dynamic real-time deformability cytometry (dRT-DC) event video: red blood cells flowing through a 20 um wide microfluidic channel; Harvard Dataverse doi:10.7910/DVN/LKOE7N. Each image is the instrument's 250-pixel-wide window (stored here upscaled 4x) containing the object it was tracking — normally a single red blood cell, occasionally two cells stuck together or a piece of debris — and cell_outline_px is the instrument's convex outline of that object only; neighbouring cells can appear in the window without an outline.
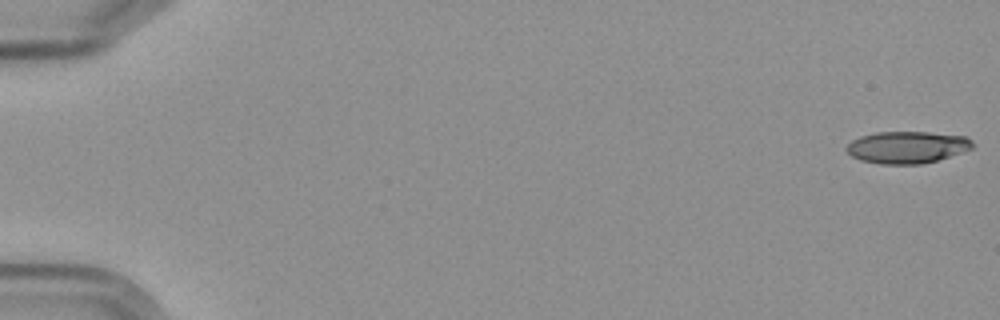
{"species": "Egyptian fruit bat (a non-hibernating species)", "species_latin": "Rousettus aegyptiacus", "temperature_condition": "cold", "stored_images_in_passage": 5, "camera_frame_rate_fps": 3000, "um_per_image_px": 0.085, "frame": {"image": 1, "passage_image": 1, "time_ms": 0.0, "image_size_px": [1000, 320], "cell_outline_px": [[976, 144], [972, 148], [936, 160], [920, 164], [880, 164], [860, 160], [852, 156], [844, 148], [852, 140], [860, 136], [876, 132], [928, 132], [968, 136]], "centroid_in_image_um": [77.1, 12.5], "position_along_channel_um": 7.9, "area_um2": 23.52}}
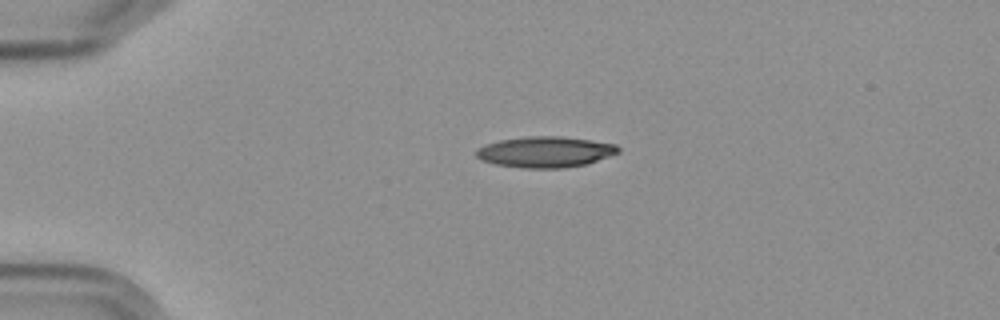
{"frame": {"image": 2, "passage_image": 4, "time_ms": 4.333, "image_size_px": [1000, 320], "cell_outline_px": [[620, 152], [588, 164], [564, 168], [520, 168], [496, 164], [480, 160], [476, 156], [476, 148], [484, 144], [500, 140], [528, 136], [560, 136], [616, 144], [620, 148]], "centroid_in_image_um": [46.33, 12.92], "position_along_channel_um": 38.7, "area_um2": 25.72}}